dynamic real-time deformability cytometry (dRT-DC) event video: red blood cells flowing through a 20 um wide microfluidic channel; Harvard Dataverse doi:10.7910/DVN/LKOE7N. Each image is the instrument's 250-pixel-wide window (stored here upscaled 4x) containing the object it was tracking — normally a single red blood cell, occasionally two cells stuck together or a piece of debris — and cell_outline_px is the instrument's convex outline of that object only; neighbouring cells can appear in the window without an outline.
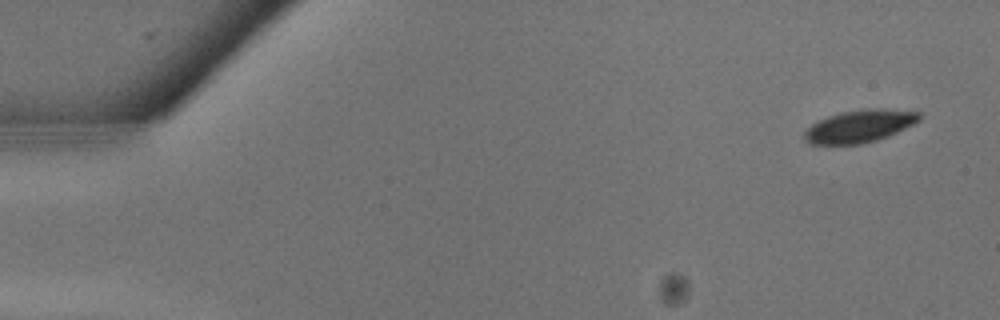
{"species": "common noctule bat (a hibernating species)", "species_latin": "Nyctalus noctula", "temperature_condition": "warm", "stored_images_in_passage": 11, "camera_frame_rate_fps": 3000, "um_per_image_px": 0.085, "animal": {"sex": "male", "body_mass_g": 13.3}, "frame": {"image": 1, "passage_image": 2, "time_ms": 0.333, "image_size_px": [1000, 320], "cell_outline_px": [[920, 120], [888, 136], [876, 140], [860, 144], [808, 144], [804, 140], [804, 132], [812, 124], [828, 116], [840, 112], [860, 108], [884, 108], [920, 112]], "centroid_in_image_um": [73.05, 10.71], "position_along_channel_um": 12.0, "area_um2": 21.79}}
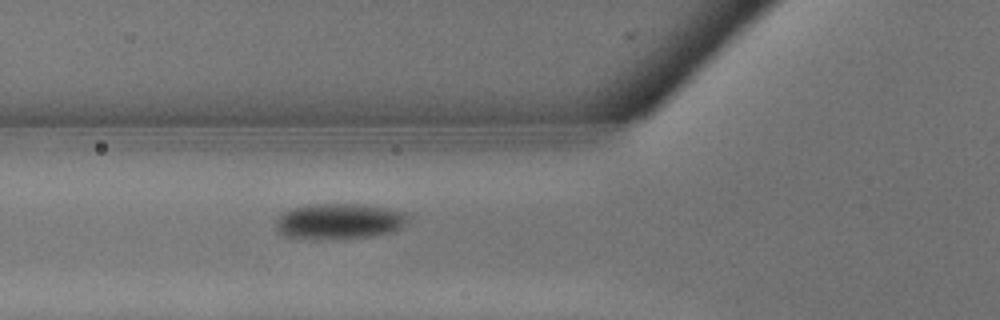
{"frame": {"image": 2, "passage_image": 11, "time_ms": 3.333, "image_size_px": [1000, 320], "cell_outline_px": [[412, 216], [400, 228], [392, 232], [368, 236], [312, 240], [284, 236], [276, 232], [276, 220], [284, 212], [292, 208], [308, 204], [364, 204], [388, 208], [404, 212]], "centroid_in_image_um": [28.81, 18.81], "position_along_channel_um": 97.0, "area_um2": 27.74}}